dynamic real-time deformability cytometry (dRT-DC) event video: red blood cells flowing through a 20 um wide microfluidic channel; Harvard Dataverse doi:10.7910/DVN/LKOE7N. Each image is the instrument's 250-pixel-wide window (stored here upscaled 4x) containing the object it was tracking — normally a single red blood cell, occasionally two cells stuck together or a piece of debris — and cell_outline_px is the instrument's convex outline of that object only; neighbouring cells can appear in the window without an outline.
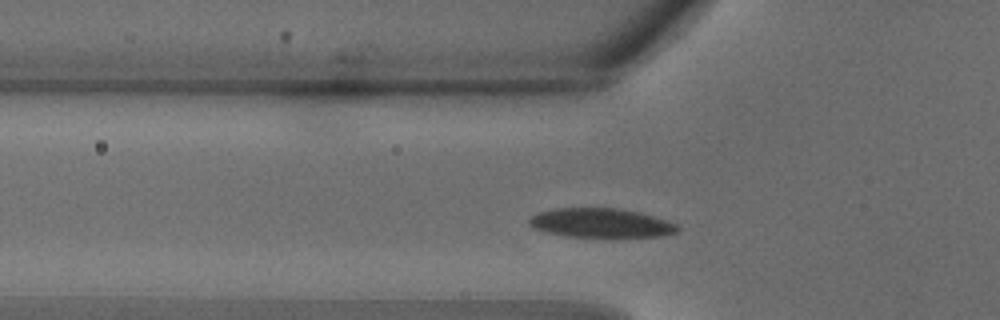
{"species": "common noctule bat (a hibernating species)", "species_latin": "Nyctalus noctula", "temperature_condition": "warm", "stored_images_in_passage": 28, "segment_of_instrument_passage": [1, 2], "camera_frame_rate_fps": 3000, "um_per_image_px": 0.085, "animal": {"sex": "male", "body_mass_g": 18.8}, "frame": {"image": 1, "passage_image": 5, "time_ms": 1.333, "image_size_px": [1000, 320], "cell_outline_px": [[680, 228], [676, 232], [664, 236], [568, 236], [548, 232], [532, 228], [528, 224], [528, 220], [532, 216], [540, 212], [552, 208], [620, 208], [640, 212], [668, 220], [676, 224]], "centroid_in_image_um": [51.08, 18.93], "position_along_channel_um": 74.7, "area_um2": 25.09}}
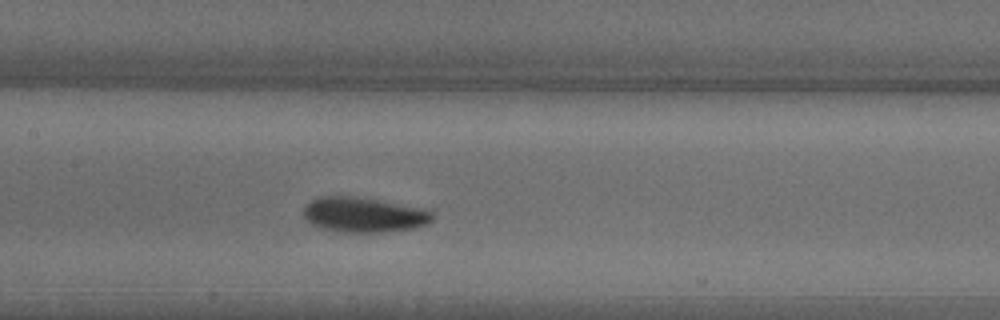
{"frame": {"image": 2, "passage_image": 10, "time_ms": 3.0, "image_size_px": [1000, 320], "cell_outline_px": [[436, 216], [428, 224], [416, 228], [384, 232], [340, 232], [320, 228], [312, 224], [304, 216], [304, 204], [316, 196], [356, 196], [432, 208]], "centroid_in_image_um": [31.01, 18.23], "position_along_channel_um": 176.4, "area_um2": 27.22}}
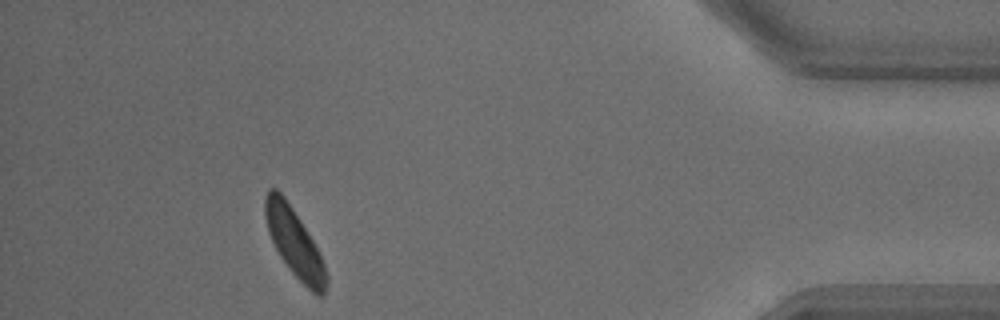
{"frame": {"image": 3, "passage_image": 24, "time_ms": 7.667, "image_size_px": [1000, 320], "cell_outline_px": [[328, 284], [324, 292], [320, 296], [316, 296], [292, 272], [280, 256], [268, 232], [264, 216], [264, 196], [268, 188], [276, 188], [284, 196], [300, 220], [312, 240], [324, 264], [328, 276]], "centroid_in_image_um": [25.0, 20.61], "position_along_channel_um": 410.2, "area_um2": 23.99}}